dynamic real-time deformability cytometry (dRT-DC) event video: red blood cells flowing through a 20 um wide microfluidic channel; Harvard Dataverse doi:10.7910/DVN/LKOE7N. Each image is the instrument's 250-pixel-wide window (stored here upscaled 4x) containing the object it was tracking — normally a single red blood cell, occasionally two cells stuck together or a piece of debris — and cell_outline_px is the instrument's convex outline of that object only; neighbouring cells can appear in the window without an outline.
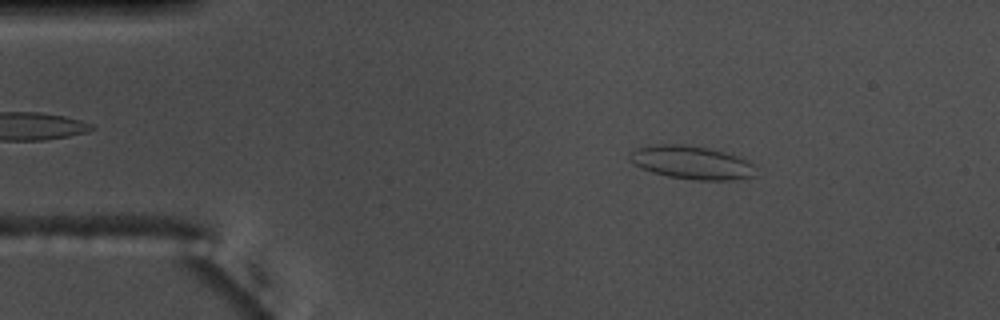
{"species": "common noctule bat (a hibernating species)", "species_latin": "Nyctalus noctula", "temperature_condition": "warm", "stored_images_in_passage": 54, "camera_frame_rate_fps": 3000, "um_per_image_px": 0.085, "animal": {"sex": "male", "body_mass_g": 17.5, "forearm_length_mm": 52.3}, "frame": {"image": 1, "passage_image": 8, "time_ms": 2.333, "image_size_px": [1000, 320], "cell_outline_px": [[752, 176], [728, 180], [700, 180], [668, 176], [652, 172], [632, 164], [628, 160], [628, 156], [636, 148], [656, 144], [684, 144], [708, 148], [724, 152], [748, 160], [752, 164]], "centroid_in_image_um": [58.7, 13.8], "position_along_channel_um": 26.3, "area_um2": 24.1}}
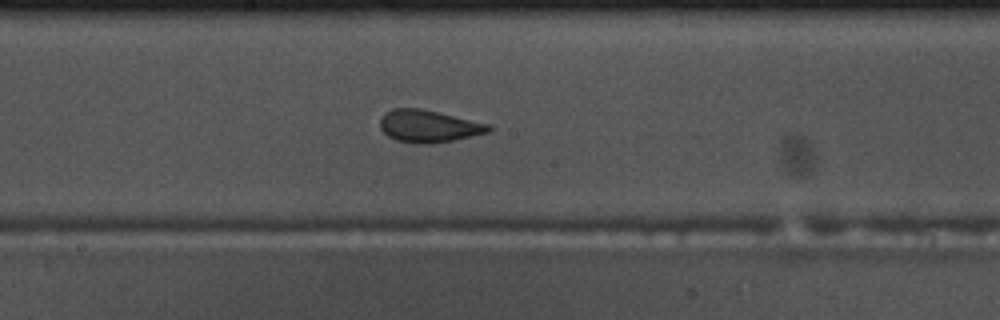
{"frame": {"image": 2, "passage_image": 28, "time_ms": 9.0, "image_size_px": [1000, 320], "cell_outline_px": [[492, 128], [488, 132], [452, 140], [432, 144], [416, 144], [396, 140], [388, 136], [380, 128], [380, 116], [384, 112], [392, 108], [420, 108], [488, 124]], "centroid_in_image_um": [36.35, 10.72], "position_along_channel_um": 211.8, "area_um2": 20.29}}
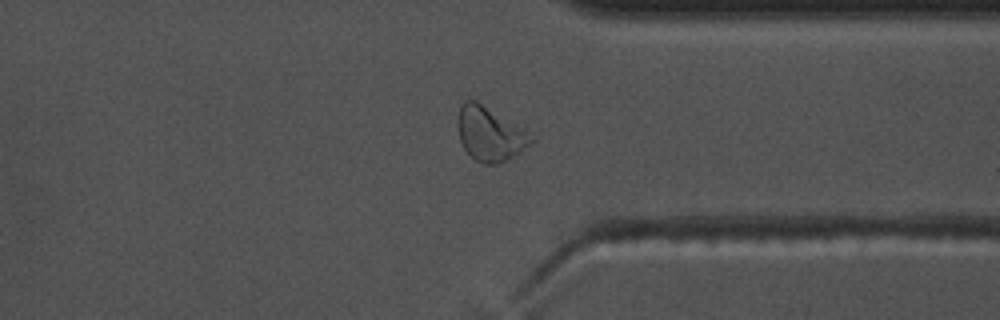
{"frame": {"image": 3, "passage_image": 41, "time_ms": 13.333, "image_size_px": [1000, 320], "cell_outline_px": [[536, 140], [520, 152], [496, 164], [484, 164], [476, 160], [464, 148], [460, 140], [456, 128], [456, 116], [460, 104], [464, 100], [476, 100], [536, 136]], "centroid_in_image_um": [41.61, 11.35], "position_along_channel_um": 369.8, "area_um2": 23.29}, "authors_computed_cell_mechanics": {"area_um2": 21.4149, "velocity_mm_per_s": 3.6967, "shape_relaxation_time_tau1_ms": 6.0388, "shape_relaxation_time_tau2_ms": 1.0974, "deformation_change_tau1": 0.1393, "deformation_change_tau2": 0.0591}}